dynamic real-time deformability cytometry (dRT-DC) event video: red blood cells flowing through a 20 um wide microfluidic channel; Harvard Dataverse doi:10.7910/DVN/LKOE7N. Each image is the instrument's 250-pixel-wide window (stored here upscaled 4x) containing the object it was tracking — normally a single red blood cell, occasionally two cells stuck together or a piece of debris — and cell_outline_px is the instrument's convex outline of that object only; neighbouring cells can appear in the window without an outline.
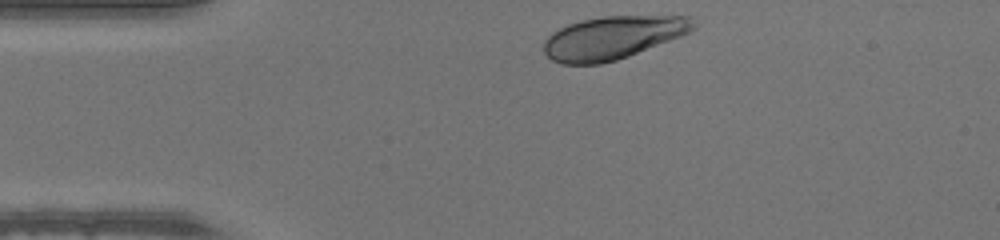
{"species": "human", "species_latin": "Homo sapiens", "temperature_condition": "warm", "stored_images_in_passage": 31, "camera_frame_rate_fps": 3000, "um_per_image_px": 0.085, "donor": {"sex": "male"}, "frame": {"image": 1, "passage_image": 1, "time_ms": 0.0, "image_size_px": [1000, 240], "cell_outline_px": [[696, 28], [680, 36], [628, 56], [616, 60], [600, 64], [564, 64], [552, 60], [544, 52], [544, 40], [552, 32], [568, 24], [580, 20], [604, 16], [688, 16]], "centroid_in_image_um": [52.03, 3.2], "position_along_channel_um": 33.0, "area_um2": 37.11}}
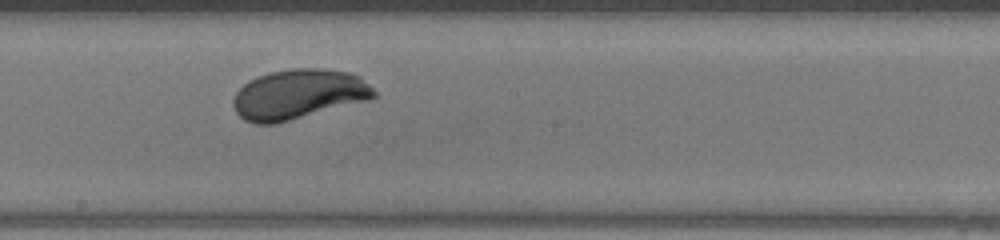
{"frame": {"image": 2, "passage_image": 18, "time_ms": 5.667, "image_size_px": [1000, 240], "cell_outline_px": [[376, 96], [368, 100], [276, 124], [256, 124], [244, 120], [236, 112], [232, 104], [232, 100], [236, 92], [248, 80], [256, 76], [268, 72], [292, 68], [320, 68], [348, 72], [360, 76], [376, 92]], "centroid_in_image_um": [25.34, 8.01], "position_along_channel_um": 222.9, "area_um2": 41.1}}
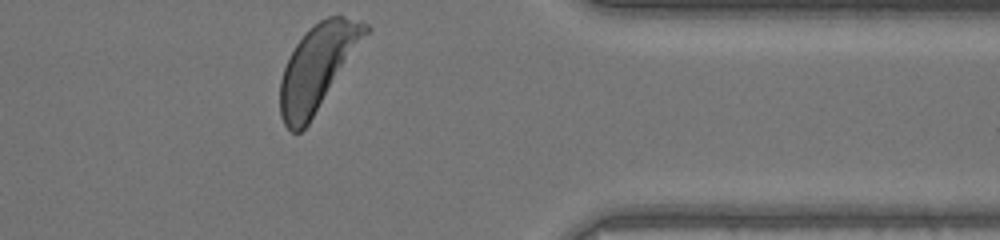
{"frame": {"image": 3, "passage_image": 31, "time_ms": 10.0, "image_size_px": [1000, 240], "cell_outline_px": [[372, 32], [308, 124], [300, 132], [292, 132], [284, 124], [280, 116], [280, 80], [288, 56], [296, 44], [308, 28], [320, 20], [328, 16], [344, 16], [360, 20], [368, 24], [372, 28]], "centroid_in_image_um": [27.05, 5.68], "position_along_channel_um": 384.3, "area_um2": 42.95}}